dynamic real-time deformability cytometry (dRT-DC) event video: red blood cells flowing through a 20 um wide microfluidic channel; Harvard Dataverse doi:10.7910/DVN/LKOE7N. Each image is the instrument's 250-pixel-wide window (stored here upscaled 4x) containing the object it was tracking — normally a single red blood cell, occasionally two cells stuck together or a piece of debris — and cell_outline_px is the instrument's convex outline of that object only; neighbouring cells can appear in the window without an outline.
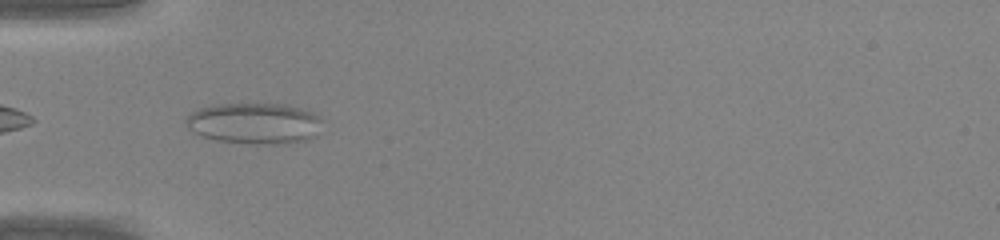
{"species": "common noctule bat (a hibernating species)", "species_latin": "Nyctalus noctula", "temperature_condition": "warm", "stored_images_in_passage": 31, "camera_frame_rate_fps": 3000, "um_per_image_px": 0.085, "animal": {"sex": "male", "body_mass_g": 20.0, "forearm_length_mm": 53.3}, "frame": {"image": 1, "passage_image": 1, "time_ms": 0.0, "image_size_px": [1000, 240], "cell_outline_px": [[320, 120], [316, 136], [308, 140], [288, 144], [252, 144], [216, 140], [200, 136], [192, 132], [184, 124], [184, 120], [192, 112], [200, 108], [216, 104], [288, 104], [312, 112], [320, 116]], "centroid_in_image_um": [21.6, 10.5], "position_along_channel_um": 63.4, "area_um2": 32.95}}
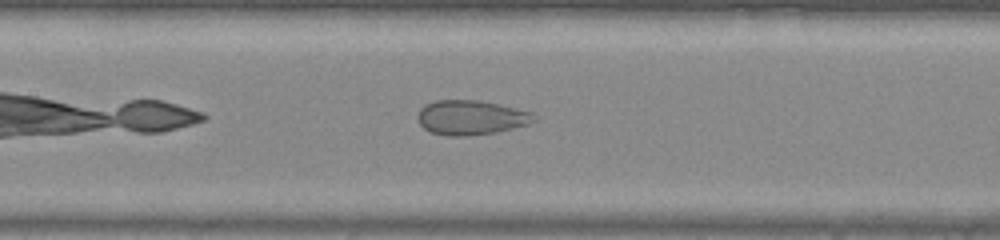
{"frame": {"image": 2, "passage_image": 8, "time_ms": 2.333, "image_size_px": [1000, 240], "cell_outline_px": [[536, 120], [528, 124], [496, 132], [468, 136], [448, 136], [432, 132], [424, 128], [420, 124], [416, 116], [420, 108], [424, 104], [436, 100], [476, 100], [496, 104], [532, 112], [536, 116]], "centroid_in_image_um": [39.99, 9.99], "position_along_channel_um": 167.4, "area_um2": 23.35}}
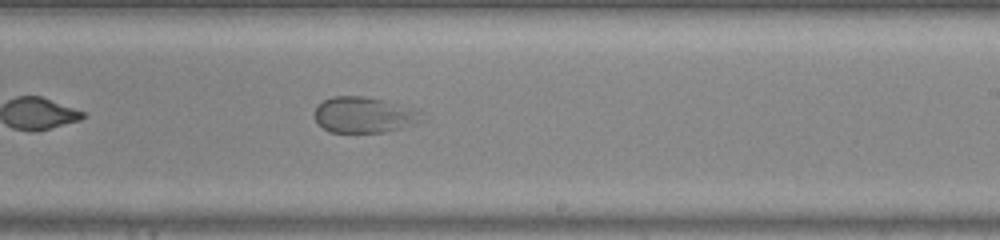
{"frame": {"image": 3, "passage_image": 14, "time_ms": 4.333, "image_size_px": [1000, 240], "cell_outline_px": [[428, 120], [388, 132], [328, 132], [316, 120], [316, 104], [332, 96], [364, 96], [384, 100], [416, 108], [424, 112]], "centroid_in_image_um": [31.06, 9.76], "position_along_channel_um": 257.9, "area_um2": 22.89}}